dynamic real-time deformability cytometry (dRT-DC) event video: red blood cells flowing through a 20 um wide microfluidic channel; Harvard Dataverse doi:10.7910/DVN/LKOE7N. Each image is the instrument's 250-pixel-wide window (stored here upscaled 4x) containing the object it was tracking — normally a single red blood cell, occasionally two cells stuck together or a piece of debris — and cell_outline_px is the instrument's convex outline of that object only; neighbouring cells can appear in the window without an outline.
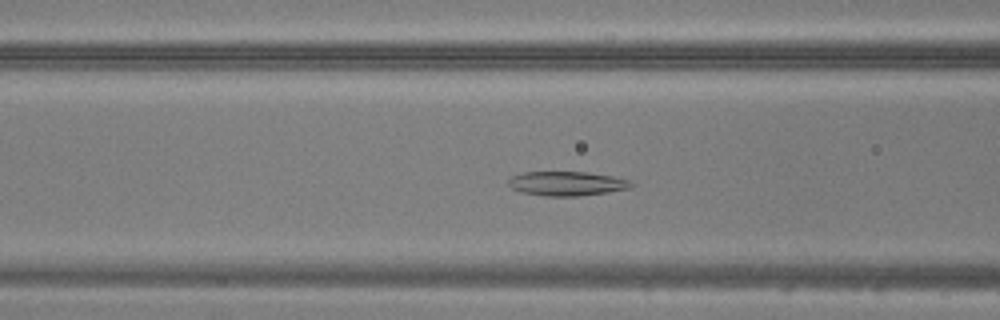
{"species": "common noctule bat (a hibernating species)", "species_latin": "Nyctalus noctula", "temperature_condition": "warm", "stored_images_in_passage": 48, "camera_frame_rate_fps": 3000, "um_per_image_px": 0.085, "animal": {"sex": "male", "body_mass_g": 20.5, "forearm_length_mm": 52.5}, "frame": {"image": 1, "passage_image": 20, "time_ms": 6.333, "image_size_px": [1000, 320], "cell_outline_px": [[636, 184], [632, 188], [608, 192], [580, 196], [544, 196], [520, 192], [512, 188], [508, 184], [508, 180], [512, 176], [524, 172], [588, 172], [612, 176], [632, 180]], "centroid_in_image_um": [48.23, 15.6], "position_along_channel_um": 118.4, "area_um2": 17.63}}
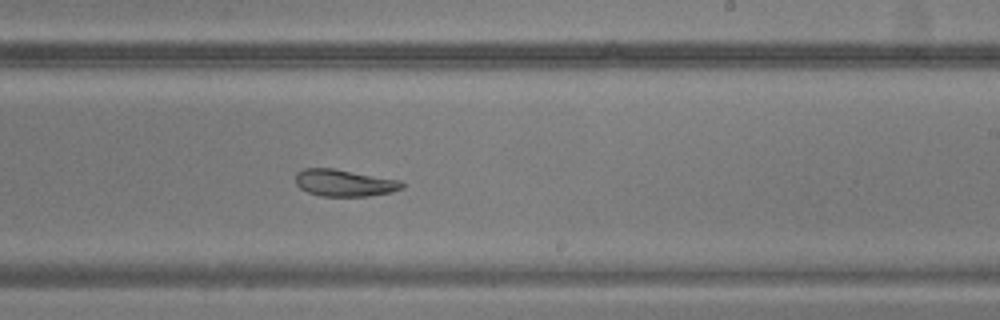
{"frame": {"image": 2, "passage_image": 30, "time_ms": 9.667, "image_size_px": [1000, 320], "cell_outline_px": [[404, 188], [392, 192], [368, 196], [320, 196], [308, 192], [300, 188], [296, 184], [296, 172], [304, 168], [332, 168], [400, 180], [404, 184]], "centroid_in_image_um": [29.27, 15.55], "position_along_channel_um": 259.7, "area_um2": 16.7}}
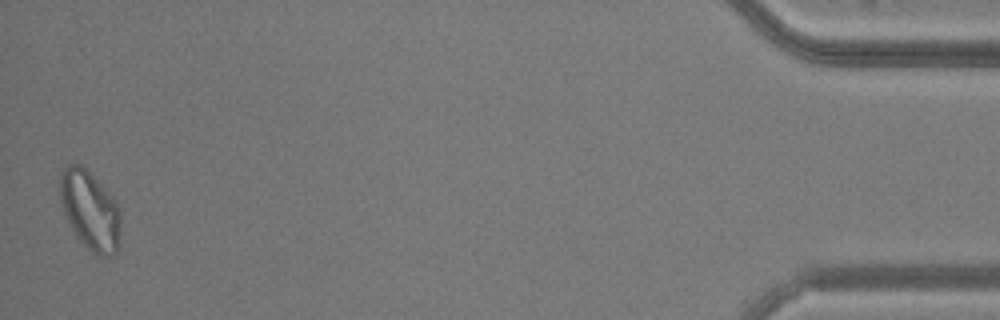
{"frame": {"image": 3, "passage_image": 48, "time_ms": 15.667, "image_size_px": [1000, 320], "cell_outline_px": [[120, 248], [112, 256], [96, 256], [76, 236], [60, 204], [60, 176], [64, 168], [68, 164], [80, 164], [116, 200], [120, 212]], "centroid_in_image_um": [7.68, 17.92], "position_along_channel_um": 427.5, "area_um2": 27.86}}